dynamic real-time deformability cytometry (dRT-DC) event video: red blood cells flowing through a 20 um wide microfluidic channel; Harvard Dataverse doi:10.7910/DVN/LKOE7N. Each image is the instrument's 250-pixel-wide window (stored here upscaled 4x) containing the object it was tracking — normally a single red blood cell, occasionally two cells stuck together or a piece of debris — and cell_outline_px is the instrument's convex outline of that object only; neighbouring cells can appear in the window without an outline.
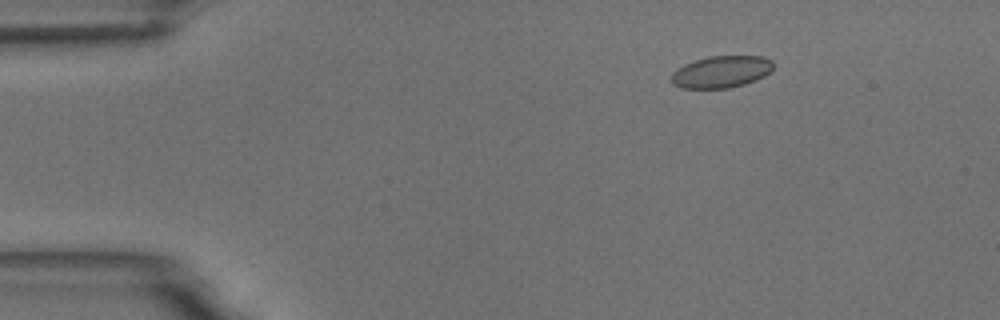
{"species": "common noctule bat (a hibernating species)", "species_latin": "Nyctalus noctula", "temperature_condition": "room temperature", "stored_images_in_passage": 5, "camera_frame_rate_fps": 3000, "um_per_image_px": 0.085, "animal": {"sex": "male", "body_mass_g": 18.8}, "frame": {"image": 1, "passage_image": 3, "time_ms": 2.0, "image_size_px": [1000, 320], "cell_outline_px": [[772, 68], [764, 76], [744, 84], [728, 88], [684, 88], [672, 84], [672, 72], [684, 64], [708, 56], [760, 56], [772, 60]], "centroid_in_image_um": [61.29, 6.1], "position_along_channel_um": 23.7, "area_um2": 18.73}}
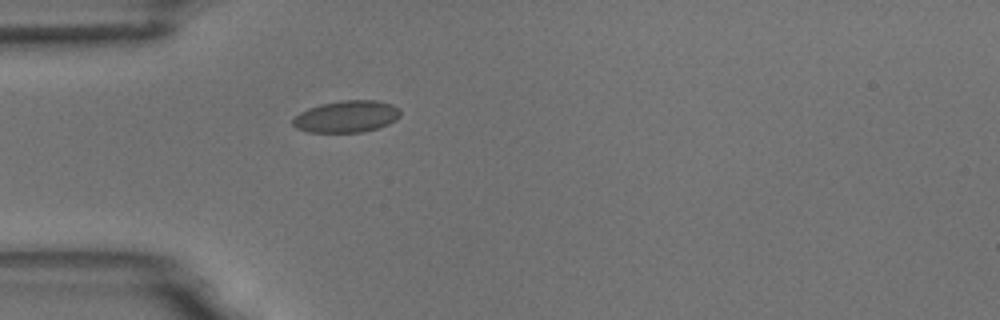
{"frame": {"image": 2, "passage_image": 5, "time_ms": 4.667, "image_size_px": [1000, 320], "cell_outline_px": [[400, 116], [396, 120], [380, 128], [360, 132], [308, 132], [296, 128], [292, 124], [292, 120], [300, 112], [308, 108], [320, 104], [340, 100], [376, 100], [392, 104], [400, 112]], "centroid_in_image_um": [29.45, 9.9], "position_along_channel_um": 55.6, "area_um2": 20.0}}